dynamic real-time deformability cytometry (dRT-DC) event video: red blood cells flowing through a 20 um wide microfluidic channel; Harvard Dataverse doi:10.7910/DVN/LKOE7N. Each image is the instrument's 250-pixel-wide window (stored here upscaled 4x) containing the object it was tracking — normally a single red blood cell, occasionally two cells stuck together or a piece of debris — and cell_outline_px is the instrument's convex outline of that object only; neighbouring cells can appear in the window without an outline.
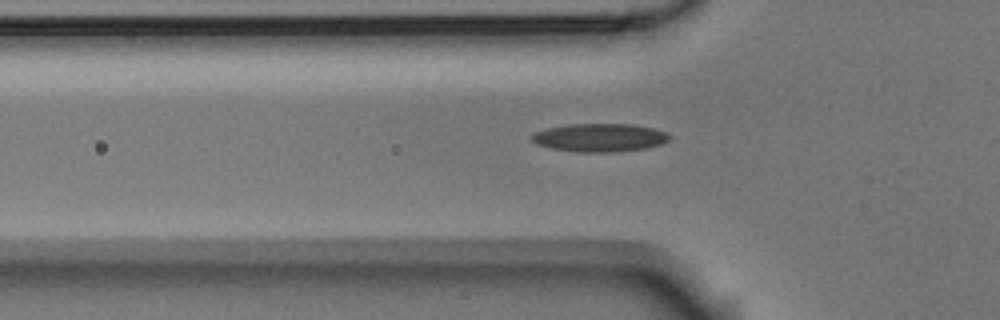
{"species": "Egyptian fruit bat (a non-hibernating species)", "species_latin": "Rousettus aegyptiacus", "temperature_condition": "room temperature", "stored_images_in_passage": 36, "camera_frame_rate_fps": 3000, "um_per_image_px": 0.085, "animal": {"sex": "male"}, "frame": {"image": 1, "passage_image": 5, "time_ms": 1.333, "image_size_px": [1000, 320], "cell_outline_px": [[672, 136], [668, 140], [660, 144], [644, 148], [616, 152], [576, 152], [552, 148], [536, 144], [528, 136], [536, 132], [548, 128], [572, 124], [632, 124], [652, 128], [664, 132]], "centroid_in_image_um": [50.95, 11.7], "position_along_channel_um": 74.9, "area_um2": 22.48}}
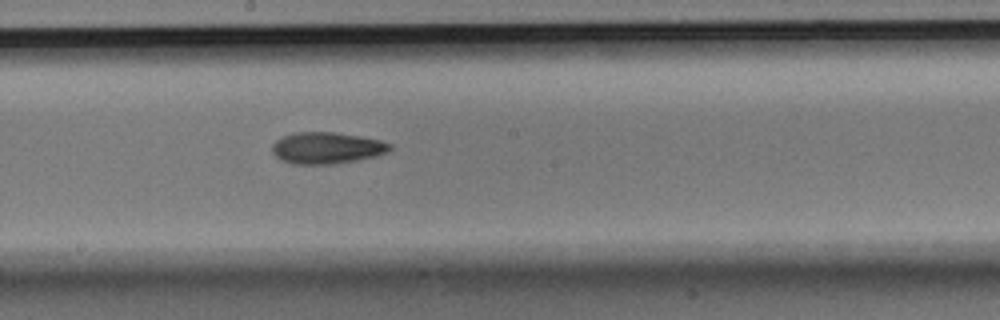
{"frame": {"image": 2, "passage_image": 17, "time_ms": 5.333, "image_size_px": [1000, 320], "cell_outline_px": [[392, 148], [388, 152], [376, 156], [356, 160], [332, 164], [292, 164], [280, 160], [272, 152], [272, 144], [276, 140], [284, 136], [296, 132], [332, 132], [360, 136], [380, 140], [392, 144]], "centroid_in_image_um": [27.77, 12.58], "position_along_channel_um": 220.4, "area_um2": 21.68}}
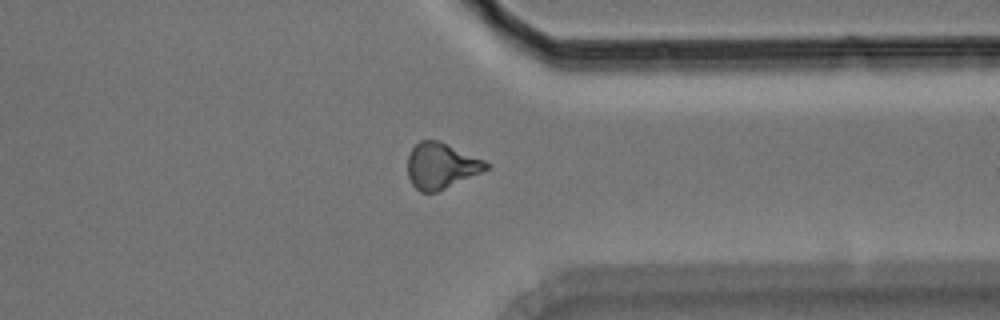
{"frame": {"image": 3, "passage_image": 30, "time_ms": 9.667, "image_size_px": [1000, 320], "cell_outline_px": [[492, 168], [436, 192], [420, 192], [412, 184], [408, 176], [408, 156], [412, 148], [420, 140], [440, 140], [484, 160], [492, 164]], "centroid_in_image_um": [37.53, 14.08], "position_along_channel_um": 373.9, "area_um2": 21.1}, "authors_computed_cell_mechanics": {"area_um2": 21.1837, "velocity_mm_per_s": 3.6133, "shape_relaxation_time_tau1_ms": null, "shape_relaxation_time_tau2_ms": 9.2039, "deformation_change_tau1": null, "deformation_change_tau2": 0.2026}}